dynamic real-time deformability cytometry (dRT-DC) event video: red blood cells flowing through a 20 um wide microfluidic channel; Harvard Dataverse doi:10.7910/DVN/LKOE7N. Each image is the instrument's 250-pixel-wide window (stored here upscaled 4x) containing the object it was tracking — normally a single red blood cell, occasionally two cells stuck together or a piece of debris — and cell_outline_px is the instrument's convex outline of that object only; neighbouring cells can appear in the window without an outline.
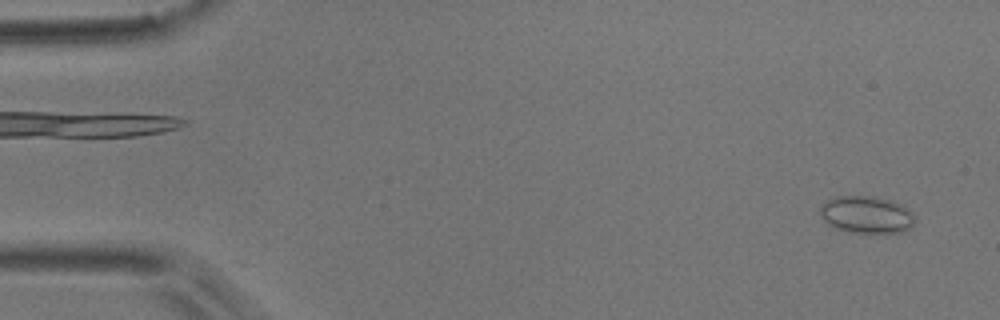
{"species": "common noctule bat (a hibernating species)", "species_latin": "Nyctalus noctula", "temperature_condition": "room temperature", "stored_images_in_passage": 5, "camera_frame_rate_fps": 3000, "um_per_image_px": 0.085, "animal": {"sex": "male", "body_mass_g": 17.9}, "frame": {"image": 1, "passage_image": 5, "time_ms": 4.667, "image_size_px": [1000, 320], "cell_outline_px": [[916, 220], [908, 228], [900, 232], [848, 232], [836, 228], [828, 224], [820, 216], [820, 204], [824, 200], [836, 196], [872, 196], [892, 200], [904, 204], [916, 216]], "centroid_in_image_um": [73.64, 18.22], "position_along_channel_um": 11.4, "area_um2": 20.81}}